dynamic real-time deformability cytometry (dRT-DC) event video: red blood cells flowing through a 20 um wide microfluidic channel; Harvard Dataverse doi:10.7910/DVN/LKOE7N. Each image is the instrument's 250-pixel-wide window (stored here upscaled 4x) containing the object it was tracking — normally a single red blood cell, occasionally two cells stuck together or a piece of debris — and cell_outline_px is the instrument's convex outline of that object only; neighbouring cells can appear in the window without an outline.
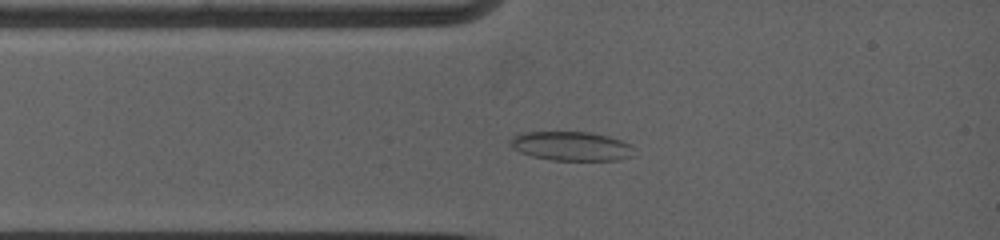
{"species": "common noctule bat (a hibernating species)", "species_latin": "Nyctalus noctula", "temperature_condition": "warm", "stored_images_in_passage": 43, "camera_frame_rate_fps": 5000, "um_per_image_px": 0.085, "animal": {"sex": "female", "body_mass_g": 19.0, "forearm_length_mm": 53.3}, "frame": {"image": 1, "passage_image": 5, "time_ms": 1.6, "image_size_px": [1000, 240], "cell_outline_px": [[636, 156], [620, 160], [552, 160], [532, 156], [520, 152], [512, 148], [508, 144], [508, 140], [524, 132], [588, 132], [608, 136], [620, 140], [636, 148]], "centroid_in_image_um": [48.6, 12.43], "position_along_channel_um": 36.4, "area_um2": 21.21}}
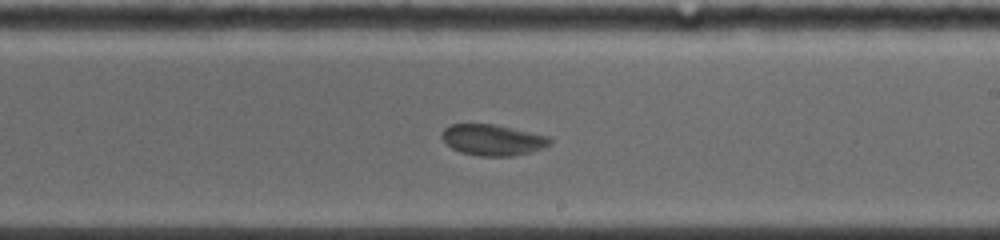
{"frame": {"image": 2, "passage_image": 22, "time_ms": 7.2, "image_size_px": [1000, 240], "cell_outline_px": [[552, 144], [544, 148], [512, 156], [480, 156], [460, 152], [452, 148], [440, 136], [440, 132], [444, 128], [452, 124], [492, 124], [548, 136], [552, 140]], "centroid_in_image_um": [41.86, 11.9], "position_along_channel_um": 247.1, "area_um2": 19.42}}
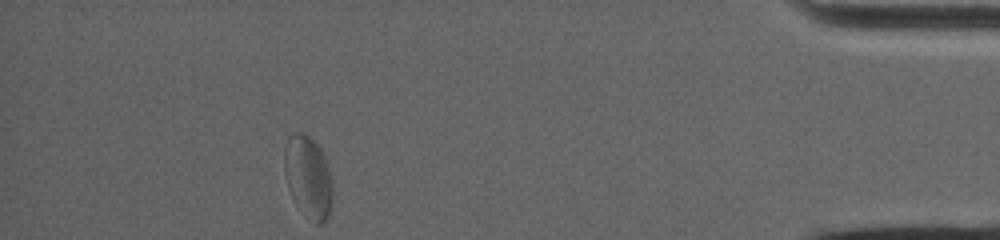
{"frame": {"image": 3, "passage_image": 43, "time_ms": 13.2, "image_size_px": [1000, 240], "cell_outline_px": [[332, 200], [328, 216], [320, 224], [316, 224], [296, 204], [288, 188], [284, 172], [284, 152], [288, 136], [292, 132], [304, 132], [320, 148], [324, 156], [332, 180]], "centroid_in_image_um": [26.18, 15.0], "position_along_channel_um": 409.0, "area_um2": 22.89}}